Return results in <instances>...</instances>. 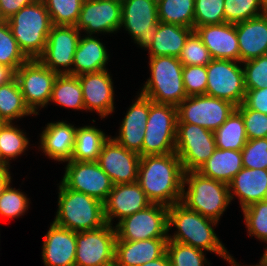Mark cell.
<instances>
[{
  "instance_id": "cell-1",
  "label": "cell",
  "mask_w": 267,
  "mask_h": 266,
  "mask_svg": "<svg viewBox=\"0 0 267 266\" xmlns=\"http://www.w3.org/2000/svg\"><path fill=\"white\" fill-rule=\"evenodd\" d=\"M184 170L174 153L141 157L137 183L152 203L172 206L181 202Z\"/></svg>"
},
{
  "instance_id": "cell-2",
  "label": "cell",
  "mask_w": 267,
  "mask_h": 266,
  "mask_svg": "<svg viewBox=\"0 0 267 266\" xmlns=\"http://www.w3.org/2000/svg\"><path fill=\"white\" fill-rule=\"evenodd\" d=\"M217 221L204 217L200 213L188 209L181 202L169 206L168 232L176 227L174 235H169L168 241H175L190 245L204 251H210L227 262L233 256L229 254L222 241L214 232Z\"/></svg>"
},
{
  "instance_id": "cell-3",
  "label": "cell",
  "mask_w": 267,
  "mask_h": 266,
  "mask_svg": "<svg viewBox=\"0 0 267 266\" xmlns=\"http://www.w3.org/2000/svg\"><path fill=\"white\" fill-rule=\"evenodd\" d=\"M7 22L25 56L28 59H38L45 50L53 26L43 0L24 6Z\"/></svg>"
},
{
  "instance_id": "cell-4",
  "label": "cell",
  "mask_w": 267,
  "mask_h": 266,
  "mask_svg": "<svg viewBox=\"0 0 267 266\" xmlns=\"http://www.w3.org/2000/svg\"><path fill=\"white\" fill-rule=\"evenodd\" d=\"M58 186V210L53 222L76 233L95 230L106 224L103 203L96 198Z\"/></svg>"
},
{
  "instance_id": "cell-5",
  "label": "cell",
  "mask_w": 267,
  "mask_h": 266,
  "mask_svg": "<svg viewBox=\"0 0 267 266\" xmlns=\"http://www.w3.org/2000/svg\"><path fill=\"white\" fill-rule=\"evenodd\" d=\"M181 203L218 222L231 204L228 184L204 177L197 171L184 172Z\"/></svg>"
},
{
  "instance_id": "cell-6",
  "label": "cell",
  "mask_w": 267,
  "mask_h": 266,
  "mask_svg": "<svg viewBox=\"0 0 267 266\" xmlns=\"http://www.w3.org/2000/svg\"><path fill=\"white\" fill-rule=\"evenodd\" d=\"M151 76L140 93L152 102L178 106L187 94L182 78L183 65L174 56L149 57Z\"/></svg>"
},
{
  "instance_id": "cell-7",
  "label": "cell",
  "mask_w": 267,
  "mask_h": 266,
  "mask_svg": "<svg viewBox=\"0 0 267 266\" xmlns=\"http://www.w3.org/2000/svg\"><path fill=\"white\" fill-rule=\"evenodd\" d=\"M177 107L149 99V117L142 144V157L175 152Z\"/></svg>"
},
{
  "instance_id": "cell-8",
  "label": "cell",
  "mask_w": 267,
  "mask_h": 266,
  "mask_svg": "<svg viewBox=\"0 0 267 266\" xmlns=\"http://www.w3.org/2000/svg\"><path fill=\"white\" fill-rule=\"evenodd\" d=\"M216 149L213 131L188 123H177L175 153L184 172L197 171Z\"/></svg>"
},
{
  "instance_id": "cell-9",
  "label": "cell",
  "mask_w": 267,
  "mask_h": 266,
  "mask_svg": "<svg viewBox=\"0 0 267 266\" xmlns=\"http://www.w3.org/2000/svg\"><path fill=\"white\" fill-rule=\"evenodd\" d=\"M57 76L39 59H28L15 72L24 102L34 115L49 104Z\"/></svg>"
},
{
  "instance_id": "cell-10",
  "label": "cell",
  "mask_w": 267,
  "mask_h": 266,
  "mask_svg": "<svg viewBox=\"0 0 267 266\" xmlns=\"http://www.w3.org/2000/svg\"><path fill=\"white\" fill-rule=\"evenodd\" d=\"M168 206L152 203L145 209L123 218L114 226L116 240L139 241L168 238Z\"/></svg>"
},
{
  "instance_id": "cell-11",
  "label": "cell",
  "mask_w": 267,
  "mask_h": 266,
  "mask_svg": "<svg viewBox=\"0 0 267 266\" xmlns=\"http://www.w3.org/2000/svg\"><path fill=\"white\" fill-rule=\"evenodd\" d=\"M241 65V62L233 60L212 59L207 65L205 95L229 101L236 107L241 105L246 95Z\"/></svg>"
},
{
  "instance_id": "cell-12",
  "label": "cell",
  "mask_w": 267,
  "mask_h": 266,
  "mask_svg": "<svg viewBox=\"0 0 267 266\" xmlns=\"http://www.w3.org/2000/svg\"><path fill=\"white\" fill-rule=\"evenodd\" d=\"M235 109L231 102L216 97L188 96L177 106V123L195 124L214 132Z\"/></svg>"
},
{
  "instance_id": "cell-13",
  "label": "cell",
  "mask_w": 267,
  "mask_h": 266,
  "mask_svg": "<svg viewBox=\"0 0 267 266\" xmlns=\"http://www.w3.org/2000/svg\"><path fill=\"white\" fill-rule=\"evenodd\" d=\"M61 183L104 203L113 189V182L97 161H68Z\"/></svg>"
},
{
  "instance_id": "cell-14",
  "label": "cell",
  "mask_w": 267,
  "mask_h": 266,
  "mask_svg": "<svg viewBox=\"0 0 267 266\" xmlns=\"http://www.w3.org/2000/svg\"><path fill=\"white\" fill-rule=\"evenodd\" d=\"M121 6L120 29L128 31L134 43L146 50L157 33V0H123Z\"/></svg>"
},
{
  "instance_id": "cell-15",
  "label": "cell",
  "mask_w": 267,
  "mask_h": 266,
  "mask_svg": "<svg viewBox=\"0 0 267 266\" xmlns=\"http://www.w3.org/2000/svg\"><path fill=\"white\" fill-rule=\"evenodd\" d=\"M116 230L106 223L95 230L76 233L75 266H103L114 260Z\"/></svg>"
},
{
  "instance_id": "cell-16",
  "label": "cell",
  "mask_w": 267,
  "mask_h": 266,
  "mask_svg": "<svg viewBox=\"0 0 267 266\" xmlns=\"http://www.w3.org/2000/svg\"><path fill=\"white\" fill-rule=\"evenodd\" d=\"M81 33L76 26L53 25L47 37L43 54L38 58L46 67L58 74H71L74 54Z\"/></svg>"
},
{
  "instance_id": "cell-17",
  "label": "cell",
  "mask_w": 267,
  "mask_h": 266,
  "mask_svg": "<svg viewBox=\"0 0 267 266\" xmlns=\"http://www.w3.org/2000/svg\"><path fill=\"white\" fill-rule=\"evenodd\" d=\"M122 21V6L115 0H84L76 27L86 35L117 33Z\"/></svg>"
},
{
  "instance_id": "cell-18",
  "label": "cell",
  "mask_w": 267,
  "mask_h": 266,
  "mask_svg": "<svg viewBox=\"0 0 267 266\" xmlns=\"http://www.w3.org/2000/svg\"><path fill=\"white\" fill-rule=\"evenodd\" d=\"M140 155L118 144L111 136L103 144L98 163L114 185L137 182Z\"/></svg>"
},
{
  "instance_id": "cell-19",
  "label": "cell",
  "mask_w": 267,
  "mask_h": 266,
  "mask_svg": "<svg viewBox=\"0 0 267 266\" xmlns=\"http://www.w3.org/2000/svg\"><path fill=\"white\" fill-rule=\"evenodd\" d=\"M82 86L85 110L96 111L100 118L114 112V87L108 70L77 76Z\"/></svg>"
},
{
  "instance_id": "cell-20",
  "label": "cell",
  "mask_w": 267,
  "mask_h": 266,
  "mask_svg": "<svg viewBox=\"0 0 267 266\" xmlns=\"http://www.w3.org/2000/svg\"><path fill=\"white\" fill-rule=\"evenodd\" d=\"M151 204L137 182L114 185L103 203L105 221L113 226L114 217L121 221Z\"/></svg>"
},
{
  "instance_id": "cell-21",
  "label": "cell",
  "mask_w": 267,
  "mask_h": 266,
  "mask_svg": "<svg viewBox=\"0 0 267 266\" xmlns=\"http://www.w3.org/2000/svg\"><path fill=\"white\" fill-rule=\"evenodd\" d=\"M203 44L209 50L212 59H224L240 62V52L236 25L231 23L194 27Z\"/></svg>"
},
{
  "instance_id": "cell-22",
  "label": "cell",
  "mask_w": 267,
  "mask_h": 266,
  "mask_svg": "<svg viewBox=\"0 0 267 266\" xmlns=\"http://www.w3.org/2000/svg\"><path fill=\"white\" fill-rule=\"evenodd\" d=\"M138 94L120 125L119 136L112 138L127 150L136 152L142 157V144L149 117V98L139 92Z\"/></svg>"
},
{
  "instance_id": "cell-23",
  "label": "cell",
  "mask_w": 267,
  "mask_h": 266,
  "mask_svg": "<svg viewBox=\"0 0 267 266\" xmlns=\"http://www.w3.org/2000/svg\"><path fill=\"white\" fill-rule=\"evenodd\" d=\"M76 232L54 222L44 235L42 259L45 266H75Z\"/></svg>"
},
{
  "instance_id": "cell-24",
  "label": "cell",
  "mask_w": 267,
  "mask_h": 266,
  "mask_svg": "<svg viewBox=\"0 0 267 266\" xmlns=\"http://www.w3.org/2000/svg\"><path fill=\"white\" fill-rule=\"evenodd\" d=\"M40 134V148L48 158L58 162L71 161L77 127L66 121L47 123Z\"/></svg>"
},
{
  "instance_id": "cell-25",
  "label": "cell",
  "mask_w": 267,
  "mask_h": 266,
  "mask_svg": "<svg viewBox=\"0 0 267 266\" xmlns=\"http://www.w3.org/2000/svg\"><path fill=\"white\" fill-rule=\"evenodd\" d=\"M228 187L230 200L238 197L242 210L254 203L267 200V170L243 167Z\"/></svg>"
},
{
  "instance_id": "cell-26",
  "label": "cell",
  "mask_w": 267,
  "mask_h": 266,
  "mask_svg": "<svg viewBox=\"0 0 267 266\" xmlns=\"http://www.w3.org/2000/svg\"><path fill=\"white\" fill-rule=\"evenodd\" d=\"M235 25L241 63L267 54V12Z\"/></svg>"
},
{
  "instance_id": "cell-27",
  "label": "cell",
  "mask_w": 267,
  "mask_h": 266,
  "mask_svg": "<svg viewBox=\"0 0 267 266\" xmlns=\"http://www.w3.org/2000/svg\"><path fill=\"white\" fill-rule=\"evenodd\" d=\"M168 238L116 240L114 259L122 266H140L166 253Z\"/></svg>"
},
{
  "instance_id": "cell-28",
  "label": "cell",
  "mask_w": 267,
  "mask_h": 266,
  "mask_svg": "<svg viewBox=\"0 0 267 266\" xmlns=\"http://www.w3.org/2000/svg\"><path fill=\"white\" fill-rule=\"evenodd\" d=\"M109 54L105 44L93 35L80 36L74 54L72 75L79 76L106 70Z\"/></svg>"
},
{
  "instance_id": "cell-29",
  "label": "cell",
  "mask_w": 267,
  "mask_h": 266,
  "mask_svg": "<svg viewBox=\"0 0 267 266\" xmlns=\"http://www.w3.org/2000/svg\"><path fill=\"white\" fill-rule=\"evenodd\" d=\"M194 29L176 24L158 22L157 33L147 48L149 57L174 56L179 57L188 36Z\"/></svg>"
},
{
  "instance_id": "cell-30",
  "label": "cell",
  "mask_w": 267,
  "mask_h": 266,
  "mask_svg": "<svg viewBox=\"0 0 267 266\" xmlns=\"http://www.w3.org/2000/svg\"><path fill=\"white\" fill-rule=\"evenodd\" d=\"M242 168L241 151L216 148L211 157L197 172L204 177L229 184Z\"/></svg>"
},
{
  "instance_id": "cell-31",
  "label": "cell",
  "mask_w": 267,
  "mask_h": 266,
  "mask_svg": "<svg viewBox=\"0 0 267 266\" xmlns=\"http://www.w3.org/2000/svg\"><path fill=\"white\" fill-rule=\"evenodd\" d=\"M109 136L95 126L77 127L71 161H98Z\"/></svg>"
},
{
  "instance_id": "cell-32",
  "label": "cell",
  "mask_w": 267,
  "mask_h": 266,
  "mask_svg": "<svg viewBox=\"0 0 267 266\" xmlns=\"http://www.w3.org/2000/svg\"><path fill=\"white\" fill-rule=\"evenodd\" d=\"M75 110H85L82 86L79 79L71 74H58L49 101Z\"/></svg>"
},
{
  "instance_id": "cell-33",
  "label": "cell",
  "mask_w": 267,
  "mask_h": 266,
  "mask_svg": "<svg viewBox=\"0 0 267 266\" xmlns=\"http://www.w3.org/2000/svg\"><path fill=\"white\" fill-rule=\"evenodd\" d=\"M214 135L216 148L241 151L248 140L242 115L235 109Z\"/></svg>"
},
{
  "instance_id": "cell-34",
  "label": "cell",
  "mask_w": 267,
  "mask_h": 266,
  "mask_svg": "<svg viewBox=\"0 0 267 266\" xmlns=\"http://www.w3.org/2000/svg\"><path fill=\"white\" fill-rule=\"evenodd\" d=\"M29 115L34 114L24 102L17 79L0 85V118L4 122H13Z\"/></svg>"
},
{
  "instance_id": "cell-35",
  "label": "cell",
  "mask_w": 267,
  "mask_h": 266,
  "mask_svg": "<svg viewBox=\"0 0 267 266\" xmlns=\"http://www.w3.org/2000/svg\"><path fill=\"white\" fill-rule=\"evenodd\" d=\"M195 0H157L158 20L194 29Z\"/></svg>"
},
{
  "instance_id": "cell-36",
  "label": "cell",
  "mask_w": 267,
  "mask_h": 266,
  "mask_svg": "<svg viewBox=\"0 0 267 266\" xmlns=\"http://www.w3.org/2000/svg\"><path fill=\"white\" fill-rule=\"evenodd\" d=\"M29 138L26 132L14 125L13 122H4L0 127V155L2 161L9 167L10 160L17 158L29 147Z\"/></svg>"
},
{
  "instance_id": "cell-37",
  "label": "cell",
  "mask_w": 267,
  "mask_h": 266,
  "mask_svg": "<svg viewBox=\"0 0 267 266\" xmlns=\"http://www.w3.org/2000/svg\"><path fill=\"white\" fill-rule=\"evenodd\" d=\"M225 22L237 24L267 12L264 0H224Z\"/></svg>"
},
{
  "instance_id": "cell-38",
  "label": "cell",
  "mask_w": 267,
  "mask_h": 266,
  "mask_svg": "<svg viewBox=\"0 0 267 266\" xmlns=\"http://www.w3.org/2000/svg\"><path fill=\"white\" fill-rule=\"evenodd\" d=\"M28 58L20 50L17 40L6 20H0V64L12 68L15 72Z\"/></svg>"
},
{
  "instance_id": "cell-39",
  "label": "cell",
  "mask_w": 267,
  "mask_h": 266,
  "mask_svg": "<svg viewBox=\"0 0 267 266\" xmlns=\"http://www.w3.org/2000/svg\"><path fill=\"white\" fill-rule=\"evenodd\" d=\"M84 0H43L55 26H75Z\"/></svg>"
},
{
  "instance_id": "cell-40",
  "label": "cell",
  "mask_w": 267,
  "mask_h": 266,
  "mask_svg": "<svg viewBox=\"0 0 267 266\" xmlns=\"http://www.w3.org/2000/svg\"><path fill=\"white\" fill-rule=\"evenodd\" d=\"M205 251L183 243L168 241L166 253L171 266H206Z\"/></svg>"
},
{
  "instance_id": "cell-41",
  "label": "cell",
  "mask_w": 267,
  "mask_h": 266,
  "mask_svg": "<svg viewBox=\"0 0 267 266\" xmlns=\"http://www.w3.org/2000/svg\"><path fill=\"white\" fill-rule=\"evenodd\" d=\"M247 232L267 244V200L254 203L242 210Z\"/></svg>"
},
{
  "instance_id": "cell-42",
  "label": "cell",
  "mask_w": 267,
  "mask_h": 266,
  "mask_svg": "<svg viewBox=\"0 0 267 266\" xmlns=\"http://www.w3.org/2000/svg\"><path fill=\"white\" fill-rule=\"evenodd\" d=\"M9 185L0 195V216L19 218L28 210L30 202L26 194Z\"/></svg>"
},
{
  "instance_id": "cell-43",
  "label": "cell",
  "mask_w": 267,
  "mask_h": 266,
  "mask_svg": "<svg viewBox=\"0 0 267 266\" xmlns=\"http://www.w3.org/2000/svg\"><path fill=\"white\" fill-rule=\"evenodd\" d=\"M224 0H195L194 27L225 23Z\"/></svg>"
},
{
  "instance_id": "cell-44",
  "label": "cell",
  "mask_w": 267,
  "mask_h": 266,
  "mask_svg": "<svg viewBox=\"0 0 267 266\" xmlns=\"http://www.w3.org/2000/svg\"><path fill=\"white\" fill-rule=\"evenodd\" d=\"M178 58L183 66H207L212 60L209 50L203 44L200 37L195 31H193L188 36L187 41L183 46L182 52Z\"/></svg>"
},
{
  "instance_id": "cell-45",
  "label": "cell",
  "mask_w": 267,
  "mask_h": 266,
  "mask_svg": "<svg viewBox=\"0 0 267 266\" xmlns=\"http://www.w3.org/2000/svg\"><path fill=\"white\" fill-rule=\"evenodd\" d=\"M245 89L267 88V54L242 63Z\"/></svg>"
},
{
  "instance_id": "cell-46",
  "label": "cell",
  "mask_w": 267,
  "mask_h": 266,
  "mask_svg": "<svg viewBox=\"0 0 267 266\" xmlns=\"http://www.w3.org/2000/svg\"><path fill=\"white\" fill-rule=\"evenodd\" d=\"M241 153L244 168L267 170V138L247 140Z\"/></svg>"
},
{
  "instance_id": "cell-47",
  "label": "cell",
  "mask_w": 267,
  "mask_h": 266,
  "mask_svg": "<svg viewBox=\"0 0 267 266\" xmlns=\"http://www.w3.org/2000/svg\"><path fill=\"white\" fill-rule=\"evenodd\" d=\"M236 110L243 117L248 140L267 138V114L249 109L244 103Z\"/></svg>"
},
{
  "instance_id": "cell-48",
  "label": "cell",
  "mask_w": 267,
  "mask_h": 266,
  "mask_svg": "<svg viewBox=\"0 0 267 266\" xmlns=\"http://www.w3.org/2000/svg\"><path fill=\"white\" fill-rule=\"evenodd\" d=\"M182 78L187 96L206 94L207 66H183Z\"/></svg>"
},
{
  "instance_id": "cell-49",
  "label": "cell",
  "mask_w": 267,
  "mask_h": 266,
  "mask_svg": "<svg viewBox=\"0 0 267 266\" xmlns=\"http://www.w3.org/2000/svg\"><path fill=\"white\" fill-rule=\"evenodd\" d=\"M243 103L249 109L267 114V88L246 90Z\"/></svg>"
},
{
  "instance_id": "cell-50",
  "label": "cell",
  "mask_w": 267,
  "mask_h": 266,
  "mask_svg": "<svg viewBox=\"0 0 267 266\" xmlns=\"http://www.w3.org/2000/svg\"><path fill=\"white\" fill-rule=\"evenodd\" d=\"M37 0H0V20H8L24 6Z\"/></svg>"
},
{
  "instance_id": "cell-51",
  "label": "cell",
  "mask_w": 267,
  "mask_h": 266,
  "mask_svg": "<svg viewBox=\"0 0 267 266\" xmlns=\"http://www.w3.org/2000/svg\"><path fill=\"white\" fill-rule=\"evenodd\" d=\"M15 78V71L3 64H0V85H4Z\"/></svg>"
},
{
  "instance_id": "cell-52",
  "label": "cell",
  "mask_w": 267,
  "mask_h": 266,
  "mask_svg": "<svg viewBox=\"0 0 267 266\" xmlns=\"http://www.w3.org/2000/svg\"><path fill=\"white\" fill-rule=\"evenodd\" d=\"M10 167H0V195L4 189L11 183Z\"/></svg>"
},
{
  "instance_id": "cell-53",
  "label": "cell",
  "mask_w": 267,
  "mask_h": 266,
  "mask_svg": "<svg viewBox=\"0 0 267 266\" xmlns=\"http://www.w3.org/2000/svg\"><path fill=\"white\" fill-rule=\"evenodd\" d=\"M140 266H171V263L167 253H165L161 258L144 263L143 265Z\"/></svg>"
},
{
  "instance_id": "cell-54",
  "label": "cell",
  "mask_w": 267,
  "mask_h": 266,
  "mask_svg": "<svg viewBox=\"0 0 267 266\" xmlns=\"http://www.w3.org/2000/svg\"><path fill=\"white\" fill-rule=\"evenodd\" d=\"M229 264L230 266H241L238 262H236V260L232 257L231 259H229ZM244 266V265H243ZM247 266V265H246ZM250 266H259L258 264L256 265H250Z\"/></svg>"
},
{
  "instance_id": "cell-55",
  "label": "cell",
  "mask_w": 267,
  "mask_h": 266,
  "mask_svg": "<svg viewBox=\"0 0 267 266\" xmlns=\"http://www.w3.org/2000/svg\"><path fill=\"white\" fill-rule=\"evenodd\" d=\"M103 266H122L120 265L115 259L107 264H104Z\"/></svg>"
},
{
  "instance_id": "cell-56",
  "label": "cell",
  "mask_w": 267,
  "mask_h": 266,
  "mask_svg": "<svg viewBox=\"0 0 267 266\" xmlns=\"http://www.w3.org/2000/svg\"><path fill=\"white\" fill-rule=\"evenodd\" d=\"M264 249H265V252L263 256L260 258V261H267V247H265Z\"/></svg>"
},
{
  "instance_id": "cell-57",
  "label": "cell",
  "mask_w": 267,
  "mask_h": 266,
  "mask_svg": "<svg viewBox=\"0 0 267 266\" xmlns=\"http://www.w3.org/2000/svg\"><path fill=\"white\" fill-rule=\"evenodd\" d=\"M259 266H267V261H259Z\"/></svg>"
},
{
  "instance_id": "cell-58",
  "label": "cell",
  "mask_w": 267,
  "mask_h": 266,
  "mask_svg": "<svg viewBox=\"0 0 267 266\" xmlns=\"http://www.w3.org/2000/svg\"><path fill=\"white\" fill-rule=\"evenodd\" d=\"M7 165L2 161L1 155H0V167H6Z\"/></svg>"
},
{
  "instance_id": "cell-59",
  "label": "cell",
  "mask_w": 267,
  "mask_h": 266,
  "mask_svg": "<svg viewBox=\"0 0 267 266\" xmlns=\"http://www.w3.org/2000/svg\"><path fill=\"white\" fill-rule=\"evenodd\" d=\"M4 124V121L0 118V127Z\"/></svg>"
}]
</instances>
